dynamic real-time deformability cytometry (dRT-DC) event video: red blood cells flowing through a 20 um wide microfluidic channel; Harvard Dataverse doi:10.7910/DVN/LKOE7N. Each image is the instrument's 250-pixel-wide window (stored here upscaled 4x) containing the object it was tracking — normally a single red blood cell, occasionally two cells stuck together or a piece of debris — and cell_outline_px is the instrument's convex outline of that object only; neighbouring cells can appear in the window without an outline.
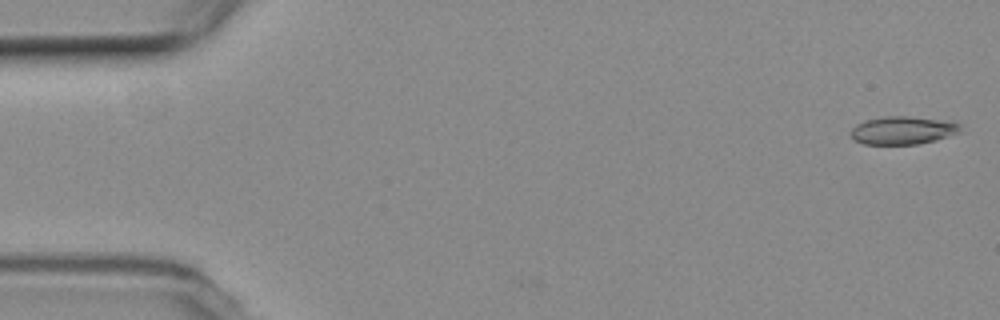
{"species": "common noctule bat (a hibernating species)", "species_latin": "Nyctalus noctula", "temperature_condition": "room temperature", "stored_images_in_passage": 5, "camera_frame_rate_fps": 3000, "um_per_image_px": 0.085, "animal": {"sex": "female", "body_mass_g": 19.3, "forearm_length_mm": 54.1}, "frame": {"image": 1, "passage_image": 1, "time_ms": 0.0, "image_size_px": [1000, 320], "cell_outline_px": [[960, 132], [936, 140], [916, 144], [864, 144], [856, 140], [848, 132], [856, 124], [864, 120], [884, 116], [908, 116], [940, 120], [960, 124]], "centroid_in_image_um": [76.68, 11.07], "position_along_channel_um": 8.3, "area_um2": 17.74}}
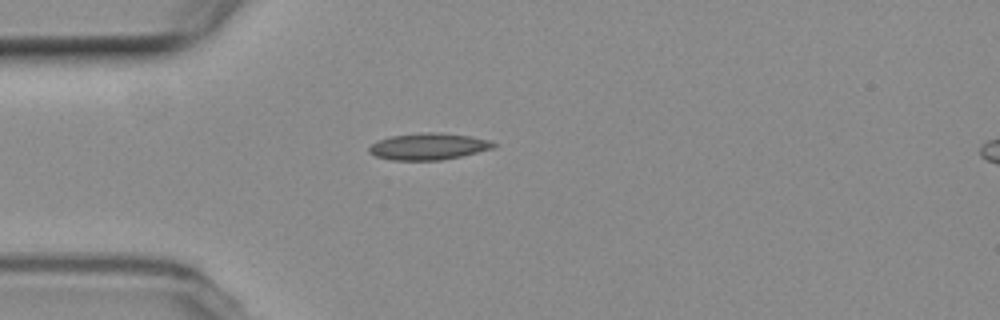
{"frame": {"image": 2, "passage_image": 5, "time_ms": 4.667, "image_size_px": [1000, 320], "cell_outline_px": [[496, 144], [492, 148], [460, 156], [440, 160], [392, 160], [376, 156], [368, 152], [368, 148], [372, 144], [380, 140], [392, 136], [420, 132], [440, 132], [468, 136], [488, 140]], "centroid_in_image_um": [36.38, 12.44], "position_along_channel_um": 48.6, "area_um2": 19.02}}